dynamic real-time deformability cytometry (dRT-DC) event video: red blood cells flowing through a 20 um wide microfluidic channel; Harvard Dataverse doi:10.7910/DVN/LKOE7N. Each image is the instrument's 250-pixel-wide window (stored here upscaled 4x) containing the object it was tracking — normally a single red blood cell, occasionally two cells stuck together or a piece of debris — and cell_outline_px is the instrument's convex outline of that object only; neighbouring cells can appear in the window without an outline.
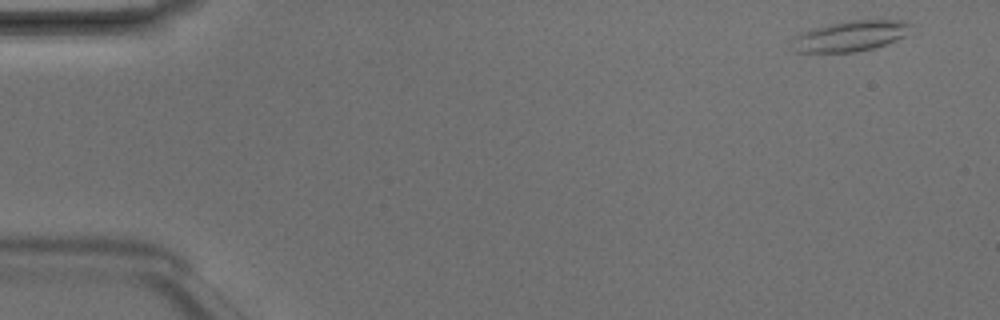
{"species": "Egyptian fruit bat (a non-hibernating species)", "species_latin": "Rousettus aegyptiacus", "temperature_condition": "room temperature", "stored_images_in_passage": 4, "camera_frame_rate_fps": 3000, "um_per_image_px": 0.085, "animal": {"sex": "male"}, "frame": {"image": 1, "passage_image": 1, "time_ms": 0.0, "image_size_px": [1000, 320], "cell_outline_px": [[912, 24], [904, 36], [896, 40], [872, 48], [856, 52], [796, 52], [796, 36], [800, 32], [812, 28], [852, 20], [900, 20]], "centroid_in_image_um": [72.32, 3.05], "position_along_channel_um": 12.7, "area_um2": 20.52}}
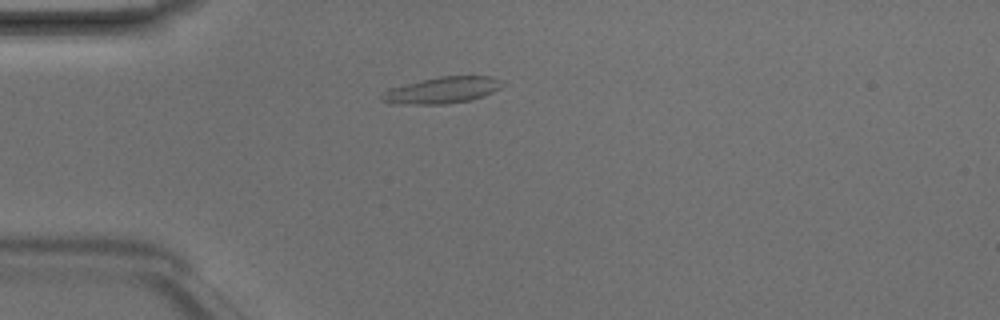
{"frame": {"image": 2, "passage_image": 4, "time_ms": 1.0, "image_size_px": [1000, 320], "cell_outline_px": [[504, 84], [500, 88], [484, 96], [468, 100], [448, 104], [388, 104], [380, 100], [380, 96], [388, 88], [440, 76], [492, 76], [500, 80]], "centroid_in_image_um": [37.55, 7.67], "position_along_channel_um": 47.5, "area_um2": 18.61}}